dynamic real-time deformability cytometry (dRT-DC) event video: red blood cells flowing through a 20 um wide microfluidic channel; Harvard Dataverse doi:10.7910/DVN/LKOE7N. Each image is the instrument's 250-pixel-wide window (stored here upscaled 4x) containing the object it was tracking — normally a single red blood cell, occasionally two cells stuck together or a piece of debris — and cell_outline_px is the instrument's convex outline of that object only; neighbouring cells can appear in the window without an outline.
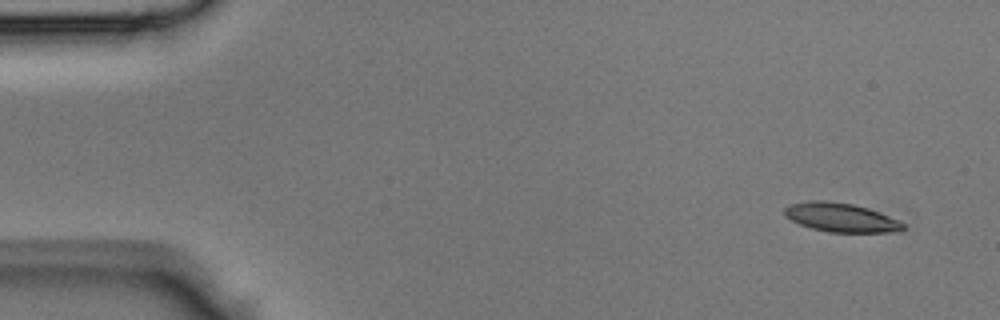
{"species": "Egyptian fruit bat (a non-hibernating species)", "species_latin": "Rousettus aegyptiacus", "temperature_condition": "room temperature", "stored_images_in_passage": 43, "camera_frame_rate_fps": 3000, "um_per_image_px": 0.085, "animal": {"sex": "male"}, "frame": {"image": 1, "passage_image": 1, "time_ms": 0.0, "image_size_px": [1000, 320], "cell_outline_px": [[904, 228], [900, 232], [828, 232], [812, 228], [800, 224], [784, 216], [784, 208], [788, 204], [812, 200], [824, 200], [852, 204], [868, 208], [900, 220], [904, 224]], "centroid_in_image_um": [71.48, 18.48], "position_along_channel_um": 13.5, "area_um2": 20.06}}
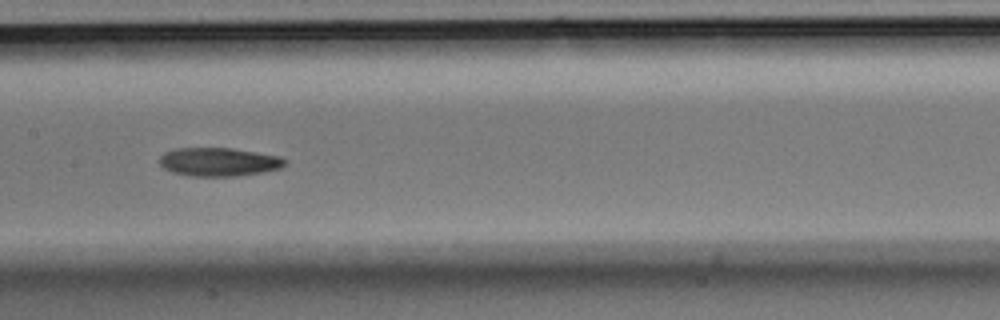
{"frame": {"image": 2, "passage_image": 20, "time_ms": 6.333, "image_size_px": [1000, 320], "cell_outline_px": [[288, 160], [280, 168], [264, 172], [236, 176], [192, 176], [172, 172], [164, 168], [160, 164], [160, 156], [164, 152], [176, 148], [232, 148], [280, 156]], "centroid_in_image_um": [18.6, 13.76], "position_along_channel_um": 188.8, "area_um2": 20.87}}
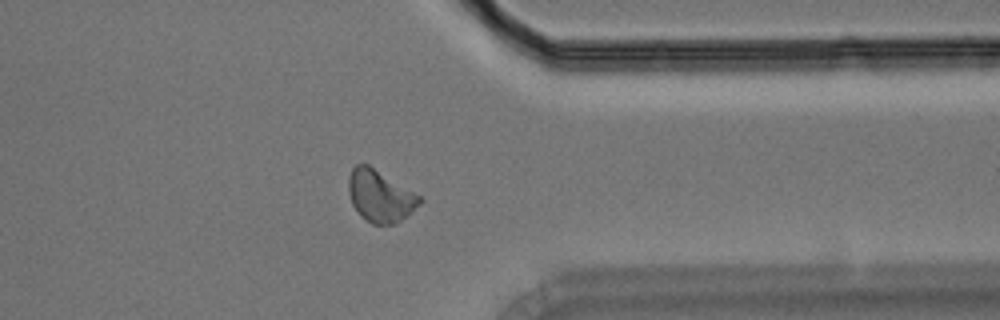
{"frame": {"image": 3, "passage_image": 33, "time_ms": 10.667, "image_size_px": [1000, 320], "cell_outline_px": [[424, 200], [420, 204], [396, 224], [372, 224], [360, 216], [352, 204], [348, 192], [348, 180], [352, 168], [356, 164], [368, 164], [420, 196]], "centroid_in_image_um": [32.29, 16.67], "position_along_channel_um": 379.1, "area_um2": 21.33}}